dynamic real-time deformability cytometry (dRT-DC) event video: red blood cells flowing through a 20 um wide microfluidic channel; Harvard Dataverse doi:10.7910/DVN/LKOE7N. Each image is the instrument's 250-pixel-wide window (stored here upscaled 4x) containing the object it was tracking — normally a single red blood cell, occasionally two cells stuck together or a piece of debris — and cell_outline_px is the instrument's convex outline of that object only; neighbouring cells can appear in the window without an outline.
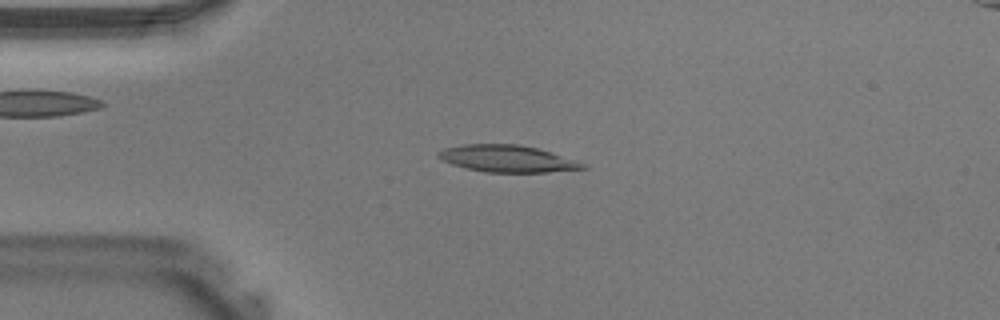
{"species": "Egyptian fruit bat (a non-hibernating species)", "species_latin": "Rousettus aegyptiacus", "temperature_condition": "warm", "stored_images_in_passage": 36, "camera_frame_rate_fps": 3000, "um_per_image_px": 0.085, "animal": {"sex": "male"}, "frame": {"image": 1, "passage_image": 9, "time_ms": 2.667, "image_size_px": [1000, 320], "cell_outline_px": [[588, 168], [548, 172], [484, 172], [464, 168], [452, 164], [436, 156], [436, 152], [444, 148], [464, 144], [520, 144], [552, 152], [576, 160], [584, 164]], "centroid_in_image_um": [43.09, 13.48], "position_along_channel_um": 41.9, "area_um2": 22.66}}
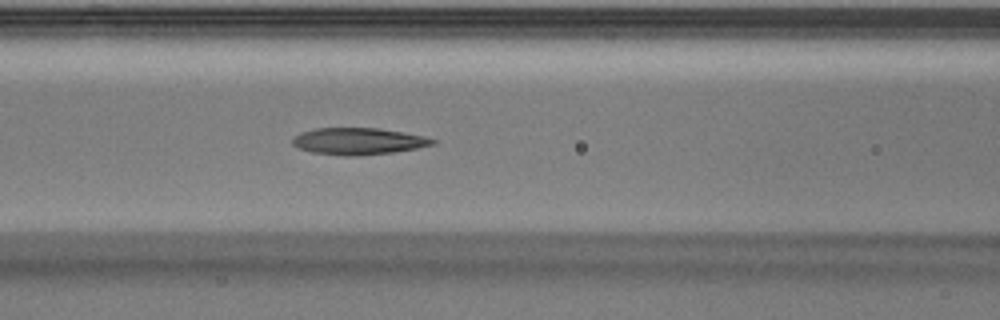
{"frame": {"image": 2, "passage_image": 16, "time_ms": 5.0, "image_size_px": [1000, 320], "cell_outline_px": [[436, 144], [416, 148], [392, 152], [356, 156], [348, 156], [312, 152], [300, 148], [292, 144], [292, 136], [300, 132], [316, 128], [380, 128], [404, 132], [424, 136], [436, 140]], "centroid_in_image_um": [30.45, 11.99], "position_along_channel_um": 136.2, "area_um2": 21.85}}
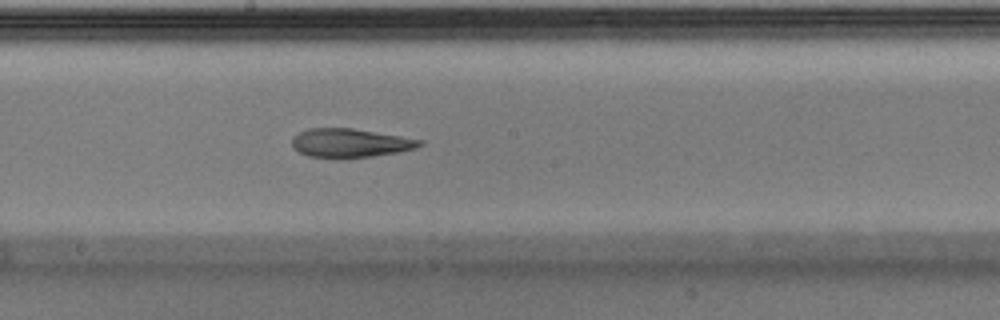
{"frame": {"image": 3, "passage_image": 21, "time_ms": 6.667, "image_size_px": [1000, 320], "cell_outline_px": [[424, 144], [416, 148], [396, 152], [372, 156], [344, 160], [336, 160], [308, 156], [292, 148], [292, 140], [300, 132], [308, 128], [352, 128], [424, 140]], "centroid_in_image_um": [29.75, 12.18], "position_along_channel_um": 218.5, "area_um2": 21.79}}